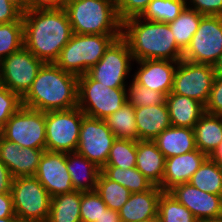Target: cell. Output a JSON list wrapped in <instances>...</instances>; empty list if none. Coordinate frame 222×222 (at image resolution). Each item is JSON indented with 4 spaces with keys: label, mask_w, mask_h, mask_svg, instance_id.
<instances>
[{
    "label": "cell",
    "mask_w": 222,
    "mask_h": 222,
    "mask_svg": "<svg viewBox=\"0 0 222 222\" xmlns=\"http://www.w3.org/2000/svg\"><path fill=\"white\" fill-rule=\"evenodd\" d=\"M84 116L78 107L46 112V151L65 153L76 151Z\"/></svg>",
    "instance_id": "10"
},
{
    "label": "cell",
    "mask_w": 222,
    "mask_h": 222,
    "mask_svg": "<svg viewBox=\"0 0 222 222\" xmlns=\"http://www.w3.org/2000/svg\"><path fill=\"white\" fill-rule=\"evenodd\" d=\"M137 222H159V219L158 218H151V219L137 221Z\"/></svg>",
    "instance_id": "53"
},
{
    "label": "cell",
    "mask_w": 222,
    "mask_h": 222,
    "mask_svg": "<svg viewBox=\"0 0 222 222\" xmlns=\"http://www.w3.org/2000/svg\"><path fill=\"white\" fill-rule=\"evenodd\" d=\"M207 158L206 154L196 149L165 159L164 176L159 187L163 191H169L175 185L188 183Z\"/></svg>",
    "instance_id": "19"
},
{
    "label": "cell",
    "mask_w": 222,
    "mask_h": 222,
    "mask_svg": "<svg viewBox=\"0 0 222 222\" xmlns=\"http://www.w3.org/2000/svg\"><path fill=\"white\" fill-rule=\"evenodd\" d=\"M121 37L127 42L134 61H181L183 51L177 46L168 23L133 17L122 22Z\"/></svg>",
    "instance_id": "3"
},
{
    "label": "cell",
    "mask_w": 222,
    "mask_h": 222,
    "mask_svg": "<svg viewBox=\"0 0 222 222\" xmlns=\"http://www.w3.org/2000/svg\"><path fill=\"white\" fill-rule=\"evenodd\" d=\"M136 168L154 186L161 185L165 171V157L152 140L137 141Z\"/></svg>",
    "instance_id": "23"
},
{
    "label": "cell",
    "mask_w": 222,
    "mask_h": 222,
    "mask_svg": "<svg viewBox=\"0 0 222 222\" xmlns=\"http://www.w3.org/2000/svg\"><path fill=\"white\" fill-rule=\"evenodd\" d=\"M43 64L42 60L23 46L0 62V84L22 98Z\"/></svg>",
    "instance_id": "12"
},
{
    "label": "cell",
    "mask_w": 222,
    "mask_h": 222,
    "mask_svg": "<svg viewBox=\"0 0 222 222\" xmlns=\"http://www.w3.org/2000/svg\"><path fill=\"white\" fill-rule=\"evenodd\" d=\"M127 101V88H108L87 74L78 77L77 107L86 116L105 120Z\"/></svg>",
    "instance_id": "6"
},
{
    "label": "cell",
    "mask_w": 222,
    "mask_h": 222,
    "mask_svg": "<svg viewBox=\"0 0 222 222\" xmlns=\"http://www.w3.org/2000/svg\"><path fill=\"white\" fill-rule=\"evenodd\" d=\"M46 112L22 106L0 129V134L20 148L46 149Z\"/></svg>",
    "instance_id": "9"
},
{
    "label": "cell",
    "mask_w": 222,
    "mask_h": 222,
    "mask_svg": "<svg viewBox=\"0 0 222 222\" xmlns=\"http://www.w3.org/2000/svg\"><path fill=\"white\" fill-rule=\"evenodd\" d=\"M105 121L116 138L139 140L135 121V107L128 101Z\"/></svg>",
    "instance_id": "30"
},
{
    "label": "cell",
    "mask_w": 222,
    "mask_h": 222,
    "mask_svg": "<svg viewBox=\"0 0 222 222\" xmlns=\"http://www.w3.org/2000/svg\"><path fill=\"white\" fill-rule=\"evenodd\" d=\"M22 106V98L0 84V129Z\"/></svg>",
    "instance_id": "39"
},
{
    "label": "cell",
    "mask_w": 222,
    "mask_h": 222,
    "mask_svg": "<svg viewBox=\"0 0 222 222\" xmlns=\"http://www.w3.org/2000/svg\"><path fill=\"white\" fill-rule=\"evenodd\" d=\"M163 190L152 186L149 190L131 193L128 201L118 211L121 222H137L158 218V201Z\"/></svg>",
    "instance_id": "20"
},
{
    "label": "cell",
    "mask_w": 222,
    "mask_h": 222,
    "mask_svg": "<svg viewBox=\"0 0 222 222\" xmlns=\"http://www.w3.org/2000/svg\"><path fill=\"white\" fill-rule=\"evenodd\" d=\"M153 142L165 159L197 149L194 128L171 126L160 133Z\"/></svg>",
    "instance_id": "24"
},
{
    "label": "cell",
    "mask_w": 222,
    "mask_h": 222,
    "mask_svg": "<svg viewBox=\"0 0 222 222\" xmlns=\"http://www.w3.org/2000/svg\"><path fill=\"white\" fill-rule=\"evenodd\" d=\"M115 140L116 137L105 120L85 115L81 121L76 152L102 169Z\"/></svg>",
    "instance_id": "14"
},
{
    "label": "cell",
    "mask_w": 222,
    "mask_h": 222,
    "mask_svg": "<svg viewBox=\"0 0 222 222\" xmlns=\"http://www.w3.org/2000/svg\"><path fill=\"white\" fill-rule=\"evenodd\" d=\"M101 172L110 180L116 181L131 193L149 190L153 184L136 168L122 169L116 166H104Z\"/></svg>",
    "instance_id": "31"
},
{
    "label": "cell",
    "mask_w": 222,
    "mask_h": 222,
    "mask_svg": "<svg viewBox=\"0 0 222 222\" xmlns=\"http://www.w3.org/2000/svg\"><path fill=\"white\" fill-rule=\"evenodd\" d=\"M121 22L140 17L152 0H113Z\"/></svg>",
    "instance_id": "40"
},
{
    "label": "cell",
    "mask_w": 222,
    "mask_h": 222,
    "mask_svg": "<svg viewBox=\"0 0 222 222\" xmlns=\"http://www.w3.org/2000/svg\"><path fill=\"white\" fill-rule=\"evenodd\" d=\"M186 7L203 16H222V0H186Z\"/></svg>",
    "instance_id": "41"
},
{
    "label": "cell",
    "mask_w": 222,
    "mask_h": 222,
    "mask_svg": "<svg viewBox=\"0 0 222 222\" xmlns=\"http://www.w3.org/2000/svg\"><path fill=\"white\" fill-rule=\"evenodd\" d=\"M95 191L106 206L114 211H119L131 195L127 188L116 181L108 179L102 172L98 176Z\"/></svg>",
    "instance_id": "32"
},
{
    "label": "cell",
    "mask_w": 222,
    "mask_h": 222,
    "mask_svg": "<svg viewBox=\"0 0 222 222\" xmlns=\"http://www.w3.org/2000/svg\"><path fill=\"white\" fill-rule=\"evenodd\" d=\"M185 7L186 0H152L140 17L149 21L170 23Z\"/></svg>",
    "instance_id": "34"
},
{
    "label": "cell",
    "mask_w": 222,
    "mask_h": 222,
    "mask_svg": "<svg viewBox=\"0 0 222 222\" xmlns=\"http://www.w3.org/2000/svg\"><path fill=\"white\" fill-rule=\"evenodd\" d=\"M34 176L51 197L74 191L65 152L45 150Z\"/></svg>",
    "instance_id": "15"
},
{
    "label": "cell",
    "mask_w": 222,
    "mask_h": 222,
    "mask_svg": "<svg viewBox=\"0 0 222 222\" xmlns=\"http://www.w3.org/2000/svg\"><path fill=\"white\" fill-rule=\"evenodd\" d=\"M65 0H28L29 9L62 7Z\"/></svg>",
    "instance_id": "46"
},
{
    "label": "cell",
    "mask_w": 222,
    "mask_h": 222,
    "mask_svg": "<svg viewBox=\"0 0 222 222\" xmlns=\"http://www.w3.org/2000/svg\"><path fill=\"white\" fill-rule=\"evenodd\" d=\"M188 183L203 192L222 196V165L208 157Z\"/></svg>",
    "instance_id": "29"
},
{
    "label": "cell",
    "mask_w": 222,
    "mask_h": 222,
    "mask_svg": "<svg viewBox=\"0 0 222 222\" xmlns=\"http://www.w3.org/2000/svg\"><path fill=\"white\" fill-rule=\"evenodd\" d=\"M0 222H21L18 217H4L0 218Z\"/></svg>",
    "instance_id": "51"
},
{
    "label": "cell",
    "mask_w": 222,
    "mask_h": 222,
    "mask_svg": "<svg viewBox=\"0 0 222 222\" xmlns=\"http://www.w3.org/2000/svg\"><path fill=\"white\" fill-rule=\"evenodd\" d=\"M127 100L135 108L162 105L166 102V95L137 84L133 79L127 86Z\"/></svg>",
    "instance_id": "37"
},
{
    "label": "cell",
    "mask_w": 222,
    "mask_h": 222,
    "mask_svg": "<svg viewBox=\"0 0 222 222\" xmlns=\"http://www.w3.org/2000/svg\"><path fill=\"white\" fill-rule=\"evenodd\" d=\"M66 164L76 191H95L101 169L78 152L66 153Z\"/></svg>",
    "instance_id": "25"
},
{
    "label": "cell",
    "mask_w": 222,
    "mask_h": 222,
    "mask_svg": "<svg viewBox=\"0 0 222 222\" xmlns=\"http://www.w3.org/2000/svg\"><path fill=\"white\" fill-rule=\"evenodd\" d=\"M198 222H222V217L219 218H210V219H203Z\"/></svg>",
    "instance_id": "52"
},
{
    "label": "cell",
    "mask_w": 222,
    "mask_h": 222,
    "mask_svg": "<svg viewBox=\"0 0 222 222\" xmlns=\"http://www.w3.org/2000/svg\"><path fill=\"white\" fill-rule=\"evenodd\" d=\"M22 21L24 47L44 63H54L73 35L63 6L28 9Z\"/></svg>",
    "instance_id": "1"
},
{
    "label": "cell",
    "mask_w": 222,
    "mask_h": 222,
    "mask_svg": "<svg viewBox=\"0 0 222 222\" xmlns=\"http://www.w3.org/2000/svg\"><path fill=\"white\" fill-rule=\"evenodd\" d=\"M210 158L219 165H222V141L217 149L211 154Z\"/></svg>",
    "instance_id": "48"
},
{
    "label": "cell",
    "mask_w": 222,
    "mask_h": 222,
    "mask_svg": "<svg viewBox=\"0 0 222 222\" xmlns=\"http://www.w3.org/2000/svg\"><path fill=\"white\" fill-rule=\"evenodd\" d=\"M23 12L8 0H0V24L22 21Z\"/></svg>",
    "instance_id": "43"
},
{
    "label": "cell",
    "mask_w": 222,
    "mask_h": 222,
    "mask_svg": "<svg viewBox=\"0 0 222 222\" xmlns=\"http://www.w3.org/2000/svg\"><path fill=\"white\" fill-rule=\"evenodd\" d=\"M214 68H215V74L222 76V55L220 56L217 63L214 65Z\"/></svg>",
    "instance_id": "50"
},
{
    "label": "cell",
    "mask_w": 222,
    "mask_h": 222,
    "mask_svg": "<svg viewBox=\"0 0 222 222\" xmlns=\"http://www.w3.org/2000/svg\"><path fill=\"white\" fill-rule=\"evenodd\" d=\"M204 16L196 10L185 7L180 15L172 22L168 23L177 46L185 52L191 43L193 35L196 33L200 21Z\"/></svg>",
    "instance_id": "28"
},
{
    "label": "cell",
    "mask_w": 222,
    "mask_h": 222,
    "mask_svg": "<svg viewBox=\"0 0 222 222\" xmlns=\"http://www.w3.org/2000/svg\"><path fill=\"white\" fill-rule=\"evenodd\" d=\"M107 208L96 191L82 192L80 203L81 222H96Z\"/></svg>",
    "instance_id": "38"
},
{
    "label": "cell",
    "mask_w": 222,
    "mask_h": 222,
    "mask_svg": "<svg viewBox=\"0 0 222 222\" xmlns=\"http://www.w3.org/2000/svg\"><path fill=\"white\" fill-rule=\"evenodd\" d=\"M11 194L21 222H47L52 197L35 176L14 178Z\"/></svg>",
    "instance_id": "8"
},
{
    "label": "cell",
    "mask_w": 222,
    "mask_h": 222,
    "mask_svg": "<svg viewBox=\"0 0 222 222\" xmlns=\"http://www.w3.org/2000/svg\"><path fill=\"white\" fill-rule=\"evenodd\" d=\"M196 148L208 157L222 141V115L204 113L194 127Z\"/></svg>",
    "instance_id": "26"
},
{
    "label": "cell",
    "mask_w": 222,
    "mask_h": 222,
    "mask_svg": "<svg viewBox=\"0 0 222 222\" xmlns=\"http://www.w3.org/2000/svg\"><path fill=\"white\" fill-rule=\"evenodd\" d=\"M22 105L42 112L73 109L78 106V77L55 63H44Z\"/></svg>",
    "instance_id": "2"
},
{
    "label": "cell",
    "mask_w": 222,
    "mask_h": 222,
    "mask_svg": "<svg viewBox=\"0 0 222 222\" xmlns=\"http://www.w3.org/2000/svg\"><path fill=\"white\" fill-rule=\"evenodd\" d=\"M96 222H121L119 212L107 208Z\"/></svg>",
    "instance_id": "47"
},
{
    "label": "cell",
    "mask_w": 222,
    "mask_h": 222,
    "mask_svg": "<svg viewBox=\"0 0 222 222\" xmlns=\"http://www.w3.org/2000/svg\"><path fill=\"white\" fill-rule=\"evenodd\" d=\"M168 192L189 209L198 221L222 217L221 195L203 192L190 183L175 185Z\"/></svg>",
    "instance_id": "16"
},
{
    "label": "cell",
    "mask_w": 222,
    "mask_h": 222,
    "mask_svg": "<svg viewBox=\"0 0 222 222\" xmlns=\"http://www.w3.org/2000/svg\"><path fill=\"white\" fill-rule=\"evenodd\" d=\"M121 35H97L73 33L54 62L65 72L77 77L96 65L109 45Z\"/></svg>",
    "instance_id": "5"
},
{
    "label": "cell",
    "mask_w": 222,
    "mask_h": 222,
    "mask_svg": "<svg viewBox=\"0 0 222 222\" xmlns=\"http://www.w3.org/2000/svg\"><path fill=\"white\" fill-rule=\"evenodd\" d=\"M166 105L172 126L194 128L205 113V106L187 96L170 92L166 96Z\"/></svg>",
    "instance_id": "22"
},
{
    "label": "cell",
    "mask_w": 222,
    "mask_h": 222,
    "mask_svg": "<svg viewBox=\"0 0 222 222\" xmlns=\"http://www.w3.org/2000/svg\"><path fill=\"white\" fill-rule=\"evenodd\" d=\"M137 141L119 139L113 142L105 166H116L122 169L136 167Z\"/></svg>",
    "instance_id": "35"
},
{
    "label": "cell",
    "mask_w": 222,
    "mask_h": 222,
    "mask_svg": "<svg viewBox=\"0 0 222 222\" xmlns=\"http://www.w3.org/2000/svg\"><path fill=\"white\" fill-rule=\"evenodd\" d=\"M23 46V21L0 24V62Z\"/></svg>",
    "instance_id": "36"
},
{
    "label": "cell",
    "mask_w": 222,
    "mask_h": 222,
    "mask_svg": "<svg viewBox=\"0 0 222 222\" xmlns=\"http://www.w3.org/2000/svg\"><path fill=\"white\" fill-rule=\"evenodd\" d=\"M222 55V16H204L183 60L214 66Z\"/></svg>",
    "instance_id": "11"
},
{
    "label": "cell",
    "mask_w": 222,
    "mask_h": 222,
    "mask_svg": "<svg viewBox=\"0 0 222 222\" xmlns=\"http://www.w3.org/2000/svg\"><path fill=\"white\" fill-rule=\"evenodd\" d=\"M13 176L7 166L0 159V193H10L13 183Z\"/></svg>",
    "instance_id": "45"
},
{
    "label": "cell",
    "mask_w": 222,
    "mask_h": 222,
    "mask_svg": "<svg viewBox=\"0 0 222 222\" xmlns=\"http://www.w3.org/2000/svg\"><path fill=\"white\" fill-rule=\"evenodd\" d=\"M132 79L149 89L158 91L166 96L172 91L174 75L178 61L170 60H140L135 61Z\"/></svg>",
    "instance_id": "17"
},
{
    "label": "cell",
    "mask_w": 222,
    "mask_h": 222,
    "mask_svg": "<svg viewBox=\"0 0 222 222\" xmlns=\"http://www.w3.org/2000/svg\"><path fill=\"white\" fill-rule=\"evenodd\" d=\"M46 149L20 148L0 134V159L13 178L34 176Z\"/></svg>",
    "instance_id": "18"
},
{
    "label": "cell",
    "mask_w": 222,
    "mask_h": 222,
    "mask_svg": "<svg viewBox=\"0 0 222 222\" xmlns=\"http://www.w3.org/2000/svg\"><path fill=\"white\" fill-rule=\"evenodd\" d=\"M159 222H198L184 205L168 191H163L158 201Z\"/></svg>",
    "instance_id": "33"
},
{
    "label": "cell",
    "mask_w": 222,
    "mask_h": 222,
    "mask_svg": "<svg viewBox=\"0 0 222 222\" xmlns=\"http://www.w3.org/2000/svg\"><path fill=\"white\" fill-rule=\"evenodd\" d=\"M73 33L121 35L120 21L113 0H65Z\"/></svg>",
    "instance_id": "4"
},
{
    "label": "cell",
    "mask_w": 222,
    "mask_h": 222,
    "mask_svg": "<svg viewBox=\"0 0 222 222\" xmlns=\"http://www.w3.org/2000/svg\"><path fill=\"white\" fill-rule=\"evenodd\" d=\"M133 62L135 61L127 42L119 37L109 45L100 61L86 74L108 88H127L132 79Z\"/></svg>",
    "instance_id": "7"
},
{
    "label": "cell",
    "mask_w": 222,
    "mask_h": 222,
    "mask_svg": "<svg viewBox=\"0 0 222 222\" xmlns=\"http://www.w3.org/2000/svg\"><path fill=\"white\" fill-rule=\"evenodd\" d=\"M17 6L23 13L29 9L28 0H8Z\"/></svg>",
    "instance_id": "49"
},
{
    "label": "cell",
    "mask_w": 222,
    "mask_h": 222,
    "mask_svg": "<svg viewBox=\"0 0 222 222\" xmlns=\"http://www.w3.org/2000/svg\"><path fill=\"white\" fill-rule=\"evenodd\" d=\"M17 217L15 215L12 194L0 193V218Z\"/></svg>",
    "instance_id": "44"
},
{
    "label": "cell",
    "mask_w": 222,
    "mask_h": 222,
    "mask_svg": "<svg viewBox=\"0 0 222 222\" xmlns=\"http://www.w3.org/2000/svg\"><path fill=\"white\" fill-rule=\"evenodd\" d=\"M205 112L212 115H222V76L216 75L205 105Z\"/></svg>",
    "instance_id": "42"
},
{
    "label": "cell",
    "mask_w": 222,
    "mask_h": 222,
    "mask_svg": "<svg viewBox=\"0 0 222 222\" xmlns=\"http://www.w3.org/2000/svg\"><path fill=\"white\" fill-rule=\"evenodd\" d=\"M135 121L139 140H154L171 127L166 102L162 105L135 108Z\"/></svg>",
    "instance_id": "21"
},
{
    "label": "cell",
    "mask_w": 222,
    "mask_h": 222,
    "mask_svg": "<svg viewBox=\"0 0 222 222\" xmlns=\"http://www.w3.org/2000/svg\"><path fill=\"white\" fill-rule=\"evenodd\" d=\"M82 191L60 194L51 198L47 222H81Z\"/></svg>",
    "instance_id": "27"
},
{
    "label": "cell",
    "mask_w": 222,
    "mask_h": 222,
    "mask_svg": "<svg viewBox=\"0 0 222 222\" xmlns=\"http://www.w3.org/2000/svg\"><path fill=\"white\" fill-rule=\"evenodd\" d=\"M215 76L214 66L182 59L176 67L171 92L193 98L205 106L209 100Z\"/></svg>",
    "instance_id": "13"
}]
</instances>
